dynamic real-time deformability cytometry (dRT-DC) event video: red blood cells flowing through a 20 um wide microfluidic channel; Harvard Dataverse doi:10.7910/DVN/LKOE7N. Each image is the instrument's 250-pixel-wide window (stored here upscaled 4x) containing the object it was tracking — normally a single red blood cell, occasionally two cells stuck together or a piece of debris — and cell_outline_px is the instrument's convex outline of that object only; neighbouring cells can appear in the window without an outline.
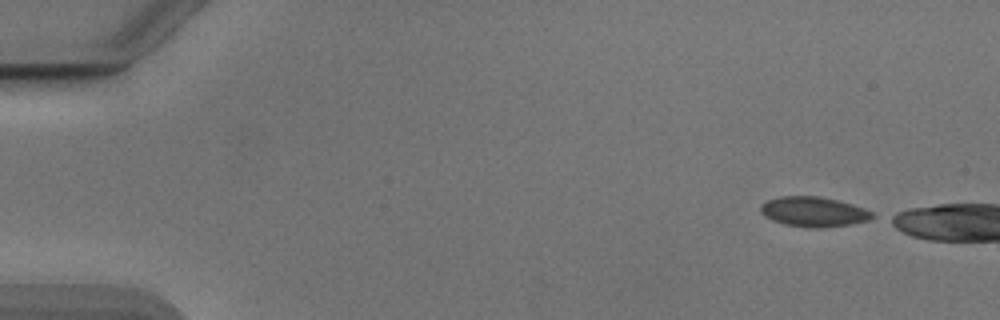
{"species": "Egyptian fruit bat (a non-hibernating species)", "species_latin": "Rousettus aegyptiacus", "temperature_condition": "cold", "stored_images_in_passage": 13, "camera_frame_rate_fps": 3000, "um_per_image_px": 0.085, "animal": {"sex": "male"}, "frame": {"image": 1, "passage_image": 1, "time_ms": 0.0, "image_size_px": [1000, 320], "cell_outline_px": [[876, 216], [868, 220], [848, 224], [812, 228], [784, 224], [772, 220], [764, 216], [760, 212], [760, 204], [768, 200], [780, 196], [820, 196], [852, 204], [864, 208], [872, 212]], "centroid_in_image_um": [69.12, 17.98], "position_along_channel_um": 15.9, "area_um2": 19.31}}